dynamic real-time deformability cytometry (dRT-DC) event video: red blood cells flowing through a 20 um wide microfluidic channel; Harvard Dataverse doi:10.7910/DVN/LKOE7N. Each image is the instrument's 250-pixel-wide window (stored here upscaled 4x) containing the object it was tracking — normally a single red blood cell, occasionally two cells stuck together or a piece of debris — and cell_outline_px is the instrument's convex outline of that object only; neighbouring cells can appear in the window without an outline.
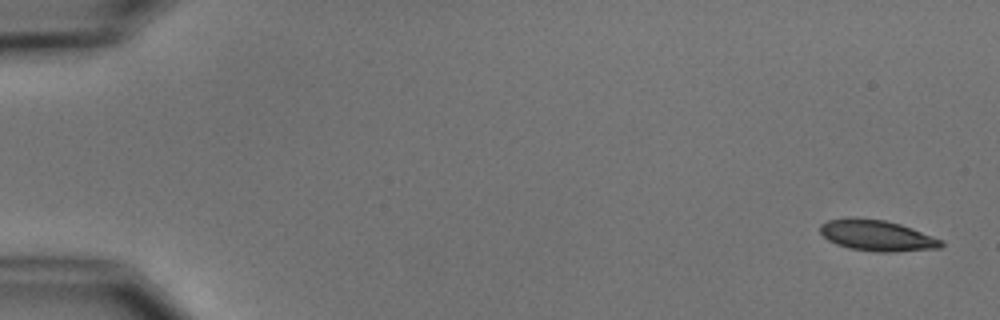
{"species": "common noctule bat (a hibernating species)", "species_latin": "Nyctalus noctula", "temperature_condition": "cold", "stored_images_in_passage": 5, "camera_frame_rate_fps": 3000, "um_per_image_px": 0.085, "animal": {"sex": "male", "body_mass_g": 15.6}, "frame": {"image": 1, "passage_image": 1, "time_ms": 0.0, "image_size_px": [1000, 320], "cell_outline_px": [[944, 244], [940, 248], [892, 252], [876, 252], [848, 248], [836, 244], [828, 240], [820, 232], [820, 224], [828, 220], [852, 216], [856, 216], [884, 220], [900, 224], [912, 228], [944, 240]], "centroid_in_image_um": [74.53, 20.01], "position_along_channel_um": 10.5, "area_um2": 22.14}}
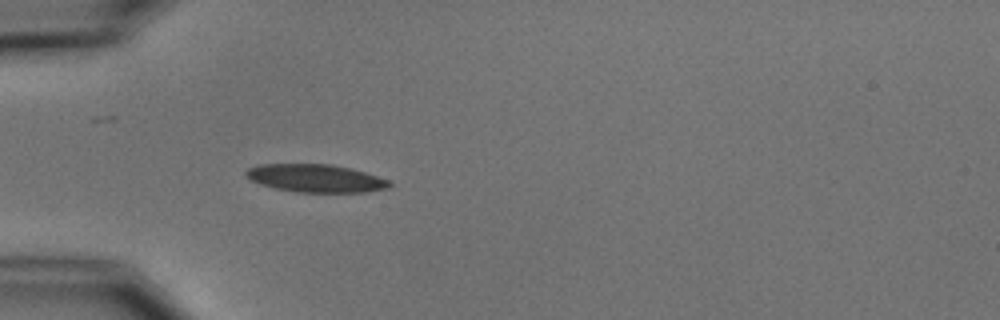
{"frame": {"image": 2, "passage_image": 5, "time_ms": 5.0, "image_size_px": [1000, 320], "cell_outline_px": [[392, 184], [388, 188], [368, 192], [296, 192], [276, 188], [260, 184], [244, 176], [244, 172], [248, 168], [260, 164], [332, 164], [364, 172], [388, 180]], "centroid_in_image_um": [26.8, 15.15], "position_along_channel_um": 58.2, "area_um2": 23.24}}